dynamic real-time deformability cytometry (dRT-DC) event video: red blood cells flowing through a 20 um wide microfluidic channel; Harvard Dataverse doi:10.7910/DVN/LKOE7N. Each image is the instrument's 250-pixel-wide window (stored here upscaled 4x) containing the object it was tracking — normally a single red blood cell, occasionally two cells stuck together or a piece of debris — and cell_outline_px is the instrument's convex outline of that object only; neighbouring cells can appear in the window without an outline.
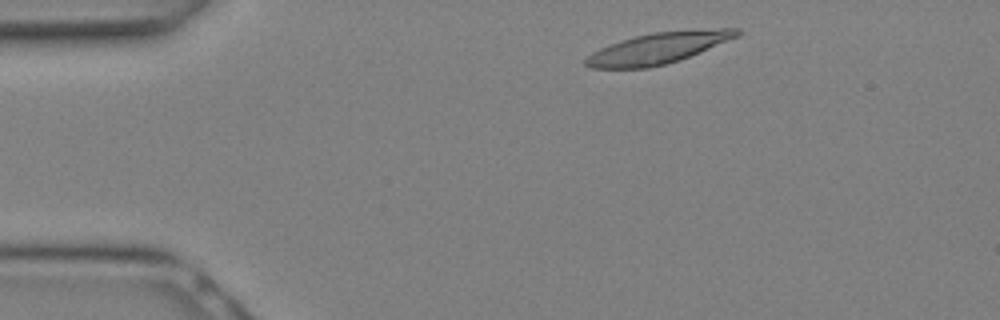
{"species": "Egyptian fruit bat (a non-hibernating species)", "species_latin": "Rousettus aegyptiacus", "temperature_condition": "warm", "stored_images_in_passage": 8, "camera_frame_rate_fps": 3000, "um_per_image_px": 0.085, "animal": {"sex": "female"}, "frame": {"image": 1, "passage_image": 1, "time_ms": 0.0, "image_size_px": [1000, 320], "cell_outline_px": [[740, 36], [680, 60], [648, 68], [592, 68], [584, 64], [584, 60], [592, 52], [600, 48], [620, 40], [652, 32], [720, 28], [740, 28]], "centroid_in_image_um": [55.96, 4.08], "position_along_channel_um": 29.0, "area_um2": 27.34}}
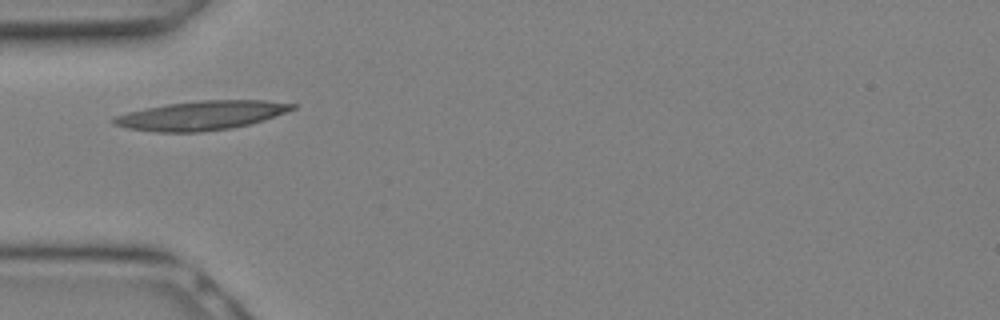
{"frame": {"image": 2, "passage_image": 5, "time_ms": 1.333, "image_size_px": [1000, 320], "cell_outline_px": [[296, 108], [264, 120], [248, 124], [228, 128], [200, 132], [156, 132], [128, 128], [116, 124], [112, 120], [116, 116], [128, 112], [168, 104], [200, 100], [264, 100], [296, 104]], "centroid_in_image_um": [17.15, 9.81], "position_along_channel_um": 67.9, "area_um2": 29.77}}
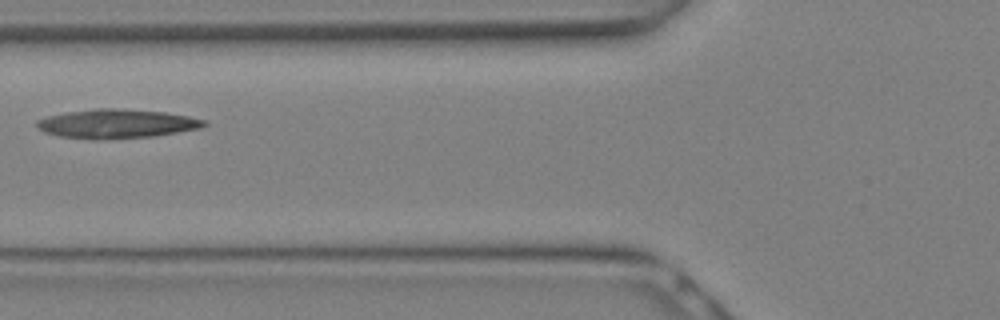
{"frame": {"image": 3, "passage_image": 7, "time_ms": 2.0, "image_size_px": [1000, 320], "cell_outline_px": [[208, 124], [200, 128], [152, 136], [100, 140], [92, 140], [60, 136], [44, 132], [36, 128], [36, 120], [48, 116], [68, 112], [96, 108], [120, 108], [164, 112], [188, 116], [208, 120]], "centroid_in_image_um": [9.9, 10.52], "position_along_channel_um": 115.9, "area_um2": 28.44}}